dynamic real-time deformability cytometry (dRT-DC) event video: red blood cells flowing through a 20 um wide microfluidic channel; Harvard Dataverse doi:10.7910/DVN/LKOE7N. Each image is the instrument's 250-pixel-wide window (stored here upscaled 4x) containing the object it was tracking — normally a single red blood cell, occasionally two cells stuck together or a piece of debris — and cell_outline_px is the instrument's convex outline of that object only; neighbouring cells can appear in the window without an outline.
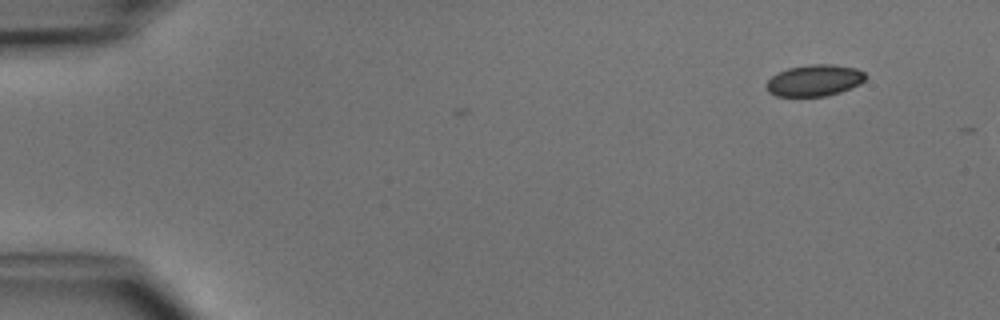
{"species": "common noctule bat (a hibernating species)", "species_latin": "Nyctalus noctula", "temperature_condition": "cold", "stored_images_in_passage": 2, "camera_frame_rate_fps": 3000, "um_per_image_px": 0.085, "animal": {"sex": "male", "body_mass_g": 15.6}, "frame": {"image": 1, "passage_image": 2, "time_ms": 1.333, "image_size_px": [1000, 320], "cell_outline_px": [[868, 76], [860, 84], [840, 92], [824, 96], [776, 96], [768, 92], [764, 84], [772, 76], [788, 68], [808, 64], [832, 64], [856, 68], [864, 72]], "centroid_in_image_um": [69.23, 6.83], "position_along_channel_um": 15.8, "area_um2": 18.26}}